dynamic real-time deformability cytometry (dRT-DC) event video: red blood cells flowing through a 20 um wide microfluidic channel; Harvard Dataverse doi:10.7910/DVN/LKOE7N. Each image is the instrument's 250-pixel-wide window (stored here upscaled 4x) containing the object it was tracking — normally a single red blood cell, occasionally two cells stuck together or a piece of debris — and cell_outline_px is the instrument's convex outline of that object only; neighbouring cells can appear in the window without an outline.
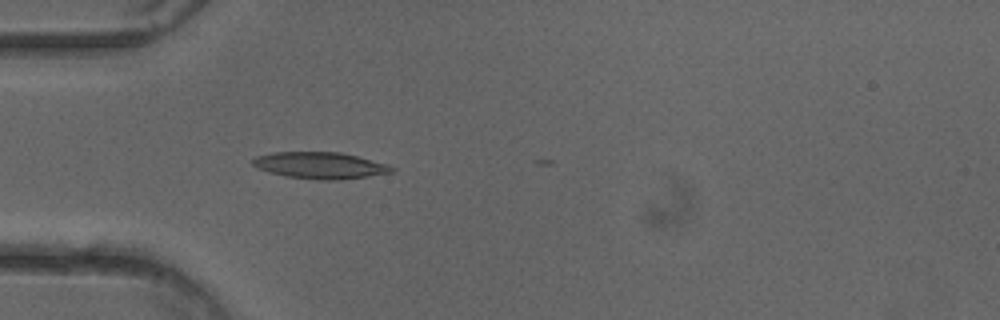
{"species": "common noctule bat (a hibernating species)", "species_latin": "Nyctalus noctula", "temperature_condition": "cold", "stored_images_in_passage": 16, "camera_frame_rate_fps": 3000, "um_per_image_px": 0.085, "animal": {"sex": "female"}, "frame": {"image": 1, "passage_image": 15, "time_ms": 4.667, "image_size_px": [1000, 320], "cell_outline_px": [[396, 172], [344, 180], [316, 180], [284, 176], [268, 172], [256, 168], [252, 164], [252, 160], [256, 156], [272, 152], [340, 152], [388, 164], [396, 168]], "centroid_in_image_um": [27.23, 14.07], "position_along_channel_um": 57.8, "area_um2": 21.91}}